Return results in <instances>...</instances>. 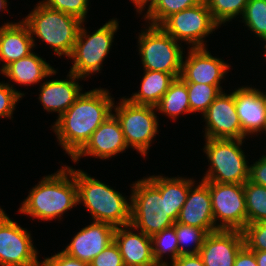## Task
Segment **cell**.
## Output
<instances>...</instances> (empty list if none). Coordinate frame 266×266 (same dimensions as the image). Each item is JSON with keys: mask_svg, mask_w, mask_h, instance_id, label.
<instances>
[{"mask_svg": "<svg viewBox=\"0 0 266 266\" xmlns=\"http://www.w3.org/2000/svg\"><path fill=\"white\" fill-rule=\"evenodd\" d=\"M262 41H265V43H264L265 46H264L263 48H265V50H264V51H265L264 55H265V58H266V37H265ZM265 61H266V59H265Z\"/></svg>", "mask_w": 266, "mask_h": 266, "instance_id": "bcb514c9", "label": "cell"}, {"mask_svg": "<svg viewBox=\"0 0 266 266\" xmlns=\"http://www.w3.org/2000/svg\"><path fill=\"white\" fill-rule=\"evenodd\" d=\"M13 87V84L10 86L9 83L0 82V117L2 118H13L16 104L24 95Z\"/></svg>", "mask_w": 266, "mask_h": 266, "instance_id": "d590c367", "label": "cell"}, {"mask_svg": "<svg viewBox=\"0 0 266 266\" xmlns=\"http://www.w3.org/2000/svg\"><path fill=\"white\" fill-rule=\"evenodd\" d=\"M151 0H131L134 4L137 13L142 14L141 12L144 11V7L150 3Z\"/></svg>", "mask_w": 266, "mask_h": 266, "instance_id": "7bdbcfd3", "label": "cell"}, {"mask_svg": "<svg viewBox=\"0 0 266 266\" xmlns=\"http://www.w3.org/2000/svg\"><path fill=\"white\" fill-rule=\"evenodd\" d=\"M31 233L20 227L0 207V265L41 266Z\"/></svg>", "mask_w": 266, "mask_h": 266, "instance_id": "7c38bea8", "label": "cell"}, {"mask_svg": "<svg viewBox=\"0 0 266 266\" xmlns=\"http://www.w3.org/2000/svg\"><path fill=\"white\" fill-rule=\"evenodd\" d=\"M114 98L107 89L82 92L73 105L52 125L58 145L71 159L85 146L92 133L113 112Z\"/></svg>", "mask_w": 266, "mask_h": 266, "instance_id": "6da1fadb", "label": "cell"}, {"mask_svg": "<svg viewBox=\"0 0 266 266\" xmlns=\"http://www.w3.org/2000/svg\"><path fill=\"white\" fill-rule=\"evenodd\" d=\"M234 266H258L253 251L244 245L235 258Z\"/></svg>", "mask_w": 266, "mask_h": 266, "instance_id": "ab89813d", "label": "cell"}, {"mask_svg": "<svg viewBox=\"0 0 266 266\" xmlns=\"http://www.w3.org/2000/svg\"><path fill=\"white\" fill-rule=\"evenodd\" d=\"M244 139H205L204 153L209 163L202 180L215 183L244 184L250 165L242 144Z\"/></svg>", "mask_w": 266, "mask_h": 266, "instance_id": "8992f818", "label": "cell"}, {"mask_svg": "<svg viewBox=\"0 0 266 266\" xmlns=\"http://www.w3.org/2000/svg\"><path fill=\"white\" fill-rule=\"evenodd\" d=\"M140 90L127 98L137 105L156 106L176 79L172 74L162 71L144 70Z\"/></svg>", "mask_w": 266, "mask_h": 266, "instance_id": "d4e9b609", "label": "cell"}, {"mask_svg": "<svg viewBox=\"0 0 266 266\" xmlns=\"http://www.w3.org/2000/svg\"><path fill=\"white\" fill-rule=\"evenodd\" d=\"M175 232L178 240L179 256L199 254L207 233L198 227L175 222ZM194 243V244H192ZM193 248H188L190 245Z\"/></svg>", "mask_w": 266, "mask_h": 266, "instance_id": "4dcf8cb0", "label": "cell"}, {"mask_svg": "<svg viewBox=\"0 0 266 266\" xmlns=\"http://www.w3.org/2000/svg\"><path fill=\"white\" fill-rule=\"evenodd\" d=\"M147 178L165 194L168 204V215L176 222L182 209L190 186L195 180L182 177H165L162 175L147 176Z\"/></svg>", "mask_w": 266, "mask_h": 266, "instance_id": "cb8c5ba5", "label": "cell"}, {"mask_svg": "<svg viewBox=\"0 0 266 266\" xmlns=\"http://www.w3.org/2000/svg\"><path fill=\"white\" fill-rule=\"evenodd\" d=\"M171 266H205L199 254L179 256Z\"/></svg>", "mask_w": 266, "mask_h": 266, "instance_id": "60d3db41", "label": "cell"}, {"mask_svg": "<svg viewBox=\"0 0 266 266\" xmlns=\"http://www.w3.org/2000/svg\"><path fill=\"white\" fill-rule=\"evenodd\" d=\"M258 266H266V251H253Z\"/></svg>", "mask_w": 266, "mask_h": 266, "instance_id": "b9f144b4", "label": "cell"}, {"mask_svg": "<svg viewBox=\"0 0 266 266\" xmlns=\"http://www.w3.org/2000/svg\"><path fill=\"white\" fill-rule=\"evenodd\" d=\"M193 183L176 222L203 229L207 234L217 231L212 212L208 181Z\"/></svg>", "mask_w": 266, "mask_h": 266, "instance_id": "ac0fdd59", "label": "cell"}, {"mask_svg": "<svg viewBox=\"0 0 266 266\" xmlns=\"http://www.w3.org/2000/svg\"><path fill=\"white\" fill-rule=\"evenodd\" d=\"M206 123L204 139H245L236 112L234 90L220 93L202 114Z\"/></svg>", "mask_w": 266, "mask_h": 266, "instance_id": "4fadbf2b", "label": "cell"}, {"mask_svg": "<svg viewBox=\"0 0 266 266\" xmlns=\"http://www.w3.org/2000/svg\"><path fill=\"white\" fill-rule=\"evenodd\" d=\"M131 225L116 227L114 242L119 248L124 266H155L152 239Z\"/></svg>", "mask_w": 266, "mask_h": 266, "instance_id": "d6986e66", "label": "cell"}, {"mask_svg": "<svg viewBox=\"0 0 266 266\" xmlns=\"http://www.w3.org/2000/svg\"><path fill=\"white\" fill-rule=\"evenodd\" d=\"M80 79L83 80V78L69 71L67 78L64 80L51 79L42 83L38 99L44 110L48 113H58L57 118H59L82 94V86L78 84Z\"/></svg>", "mask_w": 266, "mask_h": 266, "instance_id": "ffe728a7", "label": "cell"}, {"mask_svg": "<svg viewBox=\"0 0 266 266\" xmlns=\"http://www.w3.org/2000/svg\"><path fill=\"white\" fill-rule=\"evenodd\" d=\"M234 97L243 134L247 137L263 133L266 111L262 92L252 86H242L234 90Z\"/></svg>", "mask_w": 266, "mask_h": 266, "instance_id": "44dd1931", "label": "cell"}, {"mask_svg": "<svg viewBox=\"0 0 266 266\" xmlns=\"http://www.w3.org/2000/svg\"><path fill=\"white\" fill-rule=\"evenodd\" d=\"M204 0H151L144 16L148 24L159 26L170 15L200 4Z\"/></svg>", "mask_w": 266, "mask_h": 266, "instance_id": "4316f807", "label": "cell"}, {"mask_svg": "<svg viewBox=\"0 0 266 266\" xmlns=\"http://www.w3.org/2000/svg\"><path fill=\"white\" fill-rule=\"evenodd\" d=\"M159 26L179 43L190 44V48L206 47V36L219 28L205 1L170 15Z\"/></svg>", "mask_w": 266, "mask_h": 266, "instance_id": "30bf717a", "label": "cell"}, {"mask_svg": "<svg viewBox=\"0 0 266 266\" xmlns=\"http://www.w3.org/2000/svg\"><path fill=\"white\" fill-rule=\"evenodd\" d=\"M122 100V101H121ZM118 105L113 104L125 142L136 149L141 156H147L150 144L158 133V116L156 107L151 105H137L122 97Z\"/></svg>", "mask_w": 266, "mask_h": 266, "instance_id": "9c48e42d", "label": "cell"}, {"mask_svg": "<svg viewBox=\"0 0 266 266\" xmlns=\"http://www.w3.org/2000/svg\"><path fill=\"white\" fill-rule=\"evenodd\" d=\"M89 264L90 266H124L119 248L114 241L106 246Z\"/></svg>", "mask_w": 266, "mask_h": 266, "instance_id": "8d00e7d4", "label": "cell"}, {"mask_svg": "<svg viewBox=\"0 0 266 266\" xmlns=\"http://www.w3.org/2000/svg\"><path fill=\"white\" fill-rule=\"evenodd\" d=\"M34 37L49 44L58 56H71L82 21L69 14L51 9L41 2L22 20Z\"/></svg>", "mask_w": 266, "mask_h": 266, "instance_id": "277c9868", "label": "cell"}, {"mask_svg": "<svg viewBox=\"0 0 266 266\" xmlns=\"http://www.w3.org/2000/svg\"><path fill=\"white\" fill-rule=\"evenodd\" d=\"M183 58L180 77L186 83L220 86L231 67L221 58L213 57L206 47H189L188 56Z\"/></svg>", "mask_w": 266, "mask_h": 266, "instance_id": "5bb4252c", "label": "cell"}, {"mask_svg": "<svg viewBox=\"0 0 266 266\" xmlns=\"http://www.w3.org/2000/svg\"><path fill=\"white\" fill-rule=\"evenodd\" d=\"M78 205L77 185L72 167L61 166L44 176L23 200L19 211L43 221L62 219L65 212Z\"/></svg>", "mask_w": 266, "mask_h": 266, "instance_id": "7a4b0ae2", "label": "cell"}, {"mask_svg": "<svg viewBox=\"0 0 266 266\" xmlns=\"http://www.w3.org/2000/svg\"><path fill=\"white\" fill-rule=\"evenodd\" d=\"M138 36V51L144 70L162 71L180 77L183 48L160 26L147 24Z\"/></svg>", "mask_w": 266, "mask_h": 266, "instance_id": "ba28073f", "label": "cell"}, {"mask_svg": "<svg viewBox=\"0 0 266 266\" xmlns=\"http://www.w3.org/2000/svg\"><path fill=\"white\" fill-rule=\"evenodd\" d=\"M241 18L256 37H266V0H249Z\"/></svg>", "mask_w": 266, "mask_h": 266, "instance_id": "d6a6232c", "label": "cell"}, {"mask_svg": "<svg viewBox=\"0 0 266 266\" xmlns=\"http://www.w3.org/2000/svg\"><path fill=\"white\" fill-rule=\"evenodd\" d=\"M131 220L134 230L147 236L161 232L174 225L175 221L168 215V204L165 194L147 178L143 177L132 184Z\"/></svg>", "mask_w": 266, "mask_h": 266, "instance_id": "5b68a950", "label": "cell"}, {"mask_svg": "<svg viewBox=\"0 0 266 266\" xmlns=\"http://www.w3.org/2000/svg\"><path fill=\"white\" fill-rule=\"evenodd\" d=\"M118 23V19L113 18L92 34H88L82 22L69 57L74 60L70 72L84 79L101 71L103 61L114 42V34L119 29Z\"/></svg>", "mask_w": 266, "mask_h": 266, "instance_id": "52a82bcc", "label": "cell"}, {"mask_svg": "<svg viewBox=\"0 0 266 266\" xmlns=\"http://www.w3.org/2000/svg\"><path fill=\"white\" fill-rule=\"evenodd\" d=\"M262 96H263V99H264V102H265V111H266V92L262 91ZM263 131H265V133H266V112H265V124H264Z\"/></svg>", "mask_w": 266, "mask_h": 266, "instance_id": "f6af8a7d", "label": "cell"}, {"mask_svg": "<svg viewBox=\"0 0 266 266\" xmlns=\"http://www.w3.org/2000/svg\"><path fill=\"white\" fill-rule=\"evenodd\" d=\"M244 245L251 251H266V221L247 224L242 230Z\"/></svg>", "mask_w": 266, "mask_h": 266, "instance_id": "e575fe53", "label": "cell"}, {"mask_svg": "<svg viewBox=\"0 0 266 266\" xmlns=\"http://www.w3.org/2000/svg\"><path fill=\"white\" fill-rule=\"evenodd\" d=\"M153 257L157 265L168 266L169 263L164 262L163 255L170 254L171 262L179 257V247L175 227L163 229L161 232L154 234L152 237Z\"/></svg>", "mask_w": 266, "mask_h": 266, "instance_id": "f1b7e54d", "label": "cell"}, {"mask_svg": "<svg viewBox=\"0 0 266 266\" xmlns=\"http://www.w3.org/2000/svg\"><path fill=\"white\" fill-rule=\"evenodd\" d=\"M244 193L247 224L266 221V187L247 180Z\"/></svg>", "mask_w": 266, "mask_h": 266, "instance_id": "83f0119b", "label": "cell"}, {"mask_svg": "<svg viewBox=\"0 0 266 266\" xmlns=\"http://www.w3.org/2000/svg\"><path fill=\"white\" fill-rule=\"evenodd\" d=\"M56 72L46 60L32 52L10 63L0 73L19 85L30 86L44 78L56 75Z\"/></svg>", "mask_w": 266, "mask_h": 266, "instance_id": "603a6c76", "label": "cell"}, {"mask_svg": "<svg viewBox=\"0 0 266 266\" xmlns=\"http://www.w3.org/2000/svg\"><path fill=\"white\" fill-rule=\"evenodd\" d=\"M41 266H90V264L70 257L61 251L51 257L44 258L41 261Z\"/></svg>", "mask_w": 266, "mask_h": 266, "instance_id": "74e56055", "label": "cell"}, {"mask_svg": "<svg viewBox=\"0 0 266 266\" xmlns=\"http://www.w3.org/2000/svg\"><path fill=\"white\" fill-rule=\"evenodd\" d=\"M155 107L173 120L181 113H191L186 82L181 77L176 78Z\"/></svg>", "mask_w": 266, "mask_h": 266, "instance_id": "484cf974", "label": "cell"}, {"mask_svg": "<svg viewBox=\"0 0 266 266\" xmlns=\"http://www.w3.org/2000/svg\"><path fill=\"white\" fill-rule=\"evenodd\" d=\"M45 6L69 14L85 22L89 0H42Z\"/></svg>", "mask_w": 266, "mask_h": 266, "instance_id": "836d02e7", "label": "cell"}, {"mask_svg": "<svg viewBox=\"0 0 266 266\" xmlns=\"http://www.w3.org/2000/svg\"><path fill=\"white\" fill-rule=\"evenodd\" d=\"M215 23L221 26L243 15L249 0H204Z\"/></svg>", "mask_w": 266, "mask_h": 266, "instance_id": "1f68e13d", "label": "cell"}, {"mask_svg": "<svg viewBox=\"0 0 266 266\" xmlns=\"http://www.w3.org/2000/svg\"><path fill=\"white\" fill-rule=\"evenodd\" d=\"M208 187L216 229L242 231L247 225L244 184L208 182Z\"/></svg>", "mask_w": 266, "mask_h": 266, "instance_id": "8fae6325", "label": "cell"}, {"mask_svg": "<svg viewBox=\"0 0 266 266\" xmlns=\"http://www.w3.org/2000/svg\"><path fill=\"white\" fill-rule=\"evenodd\" d=\"M7 2H8L7 0H0V11L7 10L8 7Z\"/></svg>", "mask_w": 266, "mask_h": 266, "instance_id": "ee69618b", "label": "cell"}, {"mask_svg": "<svg viewBox=\"0 0 266 266\" xmlns=\"http://www.w3.org/2000/svg\"><path fill=\"white\" fill-rule=\"evenodd\" d=\"M115 229L116 227L109 223L93 221L77 232L62 251L70 257L90 263L114 241Z\"/></svg>", "mask_w": 266, "mask_h": 266, "instance_id": "2e32d148", "label": "cell"}, {"mask_svg": "<svg viewBox=\"0 0 266 266\" xmlns=\"http://www.w3.org/2000/svg\"><path fill=\"white\" fill-rule=\"evenodd\" d=\"M249 180L266 187V155L250 165Z\"/></svg>", "mask_w": 266, "mask_h": 266, "instance_id": "f35d334b", "label": "cell"}, {"mask_svg": "<svg viewBox=\"0 0 266 266\" xmlns=\"http://www.w3.org/2000/svg\"><path fill=\"white\" fill-rule=\"evenodd\" d=\"M243 246L242 231L217 230L206 235L199 255L205 266H234Z\"/></svg>", "mask_w": 266, "mask_h": 266, "instance_id": "e0dca14e", "label": "cell"}, {"mask_svg": "<svg viewBox=\"0 0 266 266\" xmlns=\"http://www.w3.org/2000/svg\"><path fill=\"white\" fill-rule=\"evenodd\" d=\"M191 113L203 114L215 98L222 93V86L186 83Z\"/></svg>", "mask_w": 266, "mask_h": 266, "instance_id": "f546056e", "label": "cell"}, {"mask_svg": "<svg viewBox=\"0 0 266 266\" xmlns=\"http://www.w3.org/2000/svg\"><path fill=\"white\" fill-rule=\"evenodd\" d=\"M72 173L77 185L78 204L83 203L93 221L106 222L114 227L130 225L131 198L128 200L81 169L72 168Z\"/></svg>", "mask_w": 266, "mask_h": 266, "instance_id": "3957f363", "label": "cell"}, {"mask_svg": "<svg viewBox=\"0 0 266 266\" xmlns=\"http://www.w3.org/2000/svg\"><path fill=\"white\" fill-rule=\"evenodd\" d=\"M128 149L120 123L112 113L92 133L85 146L72 158L74 163L82 156H93L100 159H109Z\"/></svg>", "mask_w": 266, "mask_h": 266, "instance_id": "9a60e30c", "label": "cell"}, {"mask_svg": "<svg viewBox=\"0 0 266 266\" xmlns=\"http://www.w3.org/2000/svg\"><path fill=\"white\" fill-rule=\"evenodd\" d=\"M34 48L28 26L21 20L7 22L0 27V72L10 63L28 56Z\"/></svg>", "mask_w": 266, "mask_h": 266, "instance_id": "7402d4cb", "label": "cell"}]
</instances>
